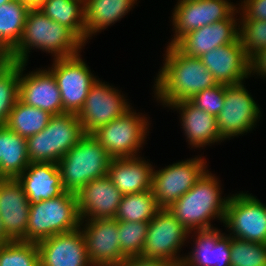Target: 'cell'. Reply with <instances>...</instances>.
I'll use <instances>...</instances> for the list:
<instances>
[{"mask_svg":"<svg viewBox=\"0 0 266 266\" xmlns=\"http://www.w3.org/2000/svg\"><path fill=\"white\" fill-rule=\"evenodd\" d=\"M84 46L70 29L36 8L28 11L21 39L6 59L27 64L32 47L51 53L53 59L67 58L79 54Z\"/></svg>","mask_w":266,"mask_h":266,"instance_id":"obj_2","label":"cell"},{"mask_svg":"<svg viewBox=\"0 0 266 266\" xmlns=\"http://www.w3.org/2000/svg\"><path fill=\"white\" fill-rule=\"evenodd\" d=\"M29 10L18 0L0 6V52L5 57L20 41Z\"/></svg>","mask_w":266,"mask_h":266,"instance_id":"obj_29","label":"cell"},{"mask_svg":"<svg viewBox=\"0 0 266 266\" xmlns=\"http://www.w3.org/2000/svg\"><path fill=\"white\" fill-rule=\"evenodd\" d=\"M224 226L230 236L266 244V206L250 193L232 194L226 205Z\"/></svg>","mask_w":266,"mask_h":266,"instance_id":"obj_10","label":"cell"},{"mask_svg":"<svg viewBox=\"0 0 266 266\" xmlns=\"http://www.w3.org/2000/svg\"><path fill=\"white\" fill-rule=\"evenodd\" d=\"M206 161L190 158L159 170H153L152 192L160 209H168L187 193L207 171Z\"/></svg>","mask_w":266,"mask_h":266,"instance_id":"obj_9","label":"cell"},{"mask_svg":"<svg viewBox=\"0 0 266 266\" xmlns=\"http://www.w3.org/2000/svg\"><path fill=\"white\" fill-rule=\"evenodd\" d=\"M30 202L17 179L0 178V219L12 240L27 241Z\"/></svg>","mask_w":266,"mask_h":266,"instance_id":"obj_18","label":"cell"},{"mask_svg":"<svg viewBox=\"0 0 266 266\" xmlns=\"http://www.w3.org/2000/svg\"><path fill=\"white\" fill-rule=\"evenodd\" d=\"M236 10L228 19L215 22L183 35L174 46L183 54L201 57L213 48L235 42L239 38Z\"/></svg>","mask_w":266,"mask_h":266,"instance_id":"obj_20","label":"cell"},{"mask_svg":"<svg viewBox=\"0 0 266 266\" xmlns=\"http://www.w3.org/2000/svg\"><path fill=\"white\" fill-rule=\"evenodd\" d=\"M80 229L86 241L91 263L119 265L127 259L121 253L118 221L115 218L81 220Z\"/></svg>","mask_w":266,"mask_h":266,"instance_id":"obj_15","label":"cell"},{"mask_svg":"<svg viewBox=\"0 0 266 266\" xmlns=\"http://www.w3.org/2000/svg\"><path fill=\"white\" fill-rule=\"evenodd\" d=\"M122 196L108 175L90 181L76 193L80 219L115 218Z\"/></svg>","mask_w":266,"mask_h":266,"instance_id":"obj_17","label":"cell"},{"mask_svg":"<svg viewBox=\"0 0 266 266\" xmlns=\"http://www.w3.org/2000/svg\"><path fill=\"white\" fill-rule=\"evenodd\" d=\"M16 179L30 204L58 197L65 192L57 163L30 162Z\"/></svg>","mask_w":266,"mask_h":266,"instance_id":"obj_22","label":"cell"},{"mask_svg":"<svg viewBox=\"0 0 266 266\" xmlns=\"http://www.w3.org/2000/svg\"><path fill=\"white\" fill-rule=\"evenodd\" d=\"M199 58L219 84L236 85L249 77V58L239 38Z\"/></svg>","mask_w":266,"mask_h":266,"instance_id":"obj_21","label":"cell"},{"mask_svg":"<svg viewBox=\"0 0 266 266\" xmlns=\"http://www.w3.org/2000/svg\"><path fill=\"white\" fill-rule=\"evenodd\" d=\"M29 163L27 139L0 126V178L16 179Z\"/></svg>","mask_w":266,"mask_h":266,"instance_id":"obj_27","label":"cell"},{"mask_svg":"<svg viewBox=\"0 0 266 266\" xmlns=\"http://www.w3.org/2000/svg\"><path fill=\"white\" fill-rule=\"evenodd\" d=\"M137 0H85L86 41L97 32L119 21Z\"/></svg>","mask_w":266,"mask_h":266,"instance_id":"obj_26","label":"cell"},{"mask_svg":"<svg viewBox=\"0 0 266 266\" xmlns=\"http://www.w3.org/2000/svg\"><path fill=\"white\" fill-rule=\"evenodd\" d=\"M224 98L225 84H218L217 86L202 90L190 98L189 101L208 114L217 117L224 106Z\"/></svg>","mask_w":266,"mask_h":266,"instance_id":"obj_37","label":"cell"},{"mask_svg":"<svg viewBox=\"0 0 266 266\" xmlns=\"http://www.w3.org/2000/svg\"><path fill=\"white\" fill-rule=\"evenodd\" d=\"M26 63H20L19 99L27 105L40 108L51 115L63 113L61 94L53 74L47 69L24 74Z\"/></svg>","mask_w":266,"mask_h":266,"instance_id":"obj_19","label":"cell"},{"mask_svg":"<svg viewBox=\"0 0 266 266\" xmlns=\"http://www.w3.org/2000/svg\"><path fill=\"white\" fill-rule=\"evenodd\" d=\"M51 117L49 112L24 104L19 99L10 112L6 126L27 139L42 131Z\"/></svg>","mask_w":266,"mask_h":266,"instance_id":"obj_30","label":"cell"},{"mask_svg":"<svg viewBox=\"0 0 266 266\" xmlns=\"http://www.w3.org/2000/svg\"><path fill=\"white\" fill-rule=\"evenodd\" d=\"M12 0H0V6L3 4H6L8 2H11Z\"/></svg>","mask_w":266,"mask_h":266,"instance_id":"obj_46","label":"cell"},{"mask_svg":"<svg viewBox=\"0 0 266 266\" xmlns=\"http://www.w3.org/2000/svg\"><path fill=\"white\" fill-rule=\"evenodd\" d=\"M153 166L142 157L112 159L108 177L123 194L152 190Z\"/></svg>","mask_w":266,"mask_h":266,"instance_id":"obj_25","label":"cell"},{"mask_svg":"<svg viewBox=\"0 0 266 266\" xmlns=\"http://www.w3.org/2000/svg\"><path fill=\"white\" fill-rule=\"evenodd\" d=\"M197 232V233H196ZM195 246L189 255L184 256L186 266H231V236L212 228L194 232Z\"/></svg>","mask_w":266,"mask_h":266,"instance_id":"obj_24","label":"cell"},{"mask_svg":"<svg viewBox=\"0 0 266 266\" xmlns=\"http://www.w3.org/2000/svg\"><path fill=\"white\" fill-rule=\"evenodd\" d=\"M53 60L54 63L48 70L59 88L63 113L78 114L97 77L91 73L80 54Z\"/></svg>","mask_w":266,"mask_h":266,"instance_id":"obj_11","label":"cell"},{"mask_svg":"<svg viewBox=\"0 0 266 266\" xmlns=\"http://www.w3.org/2000/svg\"><path fill=\"white\" fill-rule=\"evenodd\" d=\"M23 5L27 6L29 9L39 8L44 0H18Z\"/></svg>","mask_w":266,"mask_h":266,"instance_id":"obj_41","label":"cell"},{"mask_svg":"<svg viewBox=\"0 0 266 266\" xmlns=\"http://www.w3.org/2000/svg\"><path fill=\"white\" fill-rule=\"evenodd\" d=\"M38 9L53 21L70 29L86 44L83 0H44Z\"/></svg>","mask_w":266,"mask_h":266,"instance_id":"obj_28","label":"cell"},{"mask_svg":"<svg viewBox=\"0 0 266 266\" xmlns=\"http://www.w3.org/2000/svg\"><path fill=\"white\" fill-rule=\"evenodd\" d=\"M149 122L146 116L136 113L132 108L106 125L100 127L92 135L113 158H129L138 156L139 148L145 144Z\"/></svg>","mask_w":266,"mask_h":266,"instance_id":"obj_7","label":"cell"},{"mask_svg":"<svg viewBox=\"0 0 266 266\" xmlns=\"http://www.w3.org/2000/svg\"><path fill=\"white\" fill-rule=\"evenodd\" d=\"M76 194L65 191L62 195L30 204L27 242L38 243L53 235L80 227Z\"/></svg>","mask_w":266,"mask_h":266,"instance_id":"obj_5","label":"cell"},{"mask_svg":"<svg viewBox=\"0 0 266 266\" xmlns=\"http://www.w3.org/2000/svg\"><path fill=\"white\" fill-rule=\"evenodd\" d=\"M169 266H186L183 262L170 264Z\"/></svg>","mask_w":266,"mask_h":266,"instance_id":"obj_44","label":"cell"},{"mask_svg":"<svg viewBox=\"0 0 266 266\" xmlns=\"http://www.w3.org/2000/svg\"><path fill=\"white\" fill-rule=\"evenodd\" d=\"M231 266H266V244L231 237Z\"/></svg>","mask_w":266,"mask_h":266,"instance_id":"obj_35","label":"cell"},{"mask_svg":"<svg viewBox=\"0 0 266 266\" xmlns=\"http://www.w3.org/2000/svg\"><path fill=\"white\" fill-rule=\"evenodd\" d=\"M6 59V57L0 52V65Z\"/></svg>","mask_w":266,"mask_h":266,"instance_id":"obj_45","label":"cell"},{"mask_svg":"<svg viewBox=\"0 0 266 266\" xmlns=\"http://www.w3.org/2000/svg\"><path fill=\"white\" fill-rule=\"evenodd\" d=\"M239 9L248 20L266 21V0H243Z\"/></svg>","mask_w":266,"mask_h":266,"instance_id":"obj_38","label":"cell"},{"mask_svg":"<svg viewBox=\"0 0 266 266\" xmlns=\"http://www.w3.org/2000/svg\"><path fill=\"white\" fill-rule=\"evenodd\" d=\"M12 240L6 235L3 226H2V222L0 219V245H4L8 242H11Z\"/></svg>","mask_w":266,"mask_h":266,"instance_id":"obj_42","label":"cell"},{"mask_svg":"<svg viewBox=\"0 0 266 266\" xmlns=\"http://www.w3.org/2000/svg\"><path fill=\"white\" fill-rule=\"evenodd\" d=\"M112 159L92 134H85L57 162L64 190L76 194L90 181L108 175Z\"/></svg>","mask_w":266,"mask_h":266,"instance_id":"obj_4","label":"cell"},{"mask_svg":"<svg viewBox=\"0 0 266 266\" xmlns=\"http://www.w3.org/2000/svg\"><path fill=\"white\" fill-rule=\"evenodd\" d=\"M0 266H40L37 243L17 240L0 245Z\"/></svg>","mask_w":266,"mask_h":266,"instance_id":"obj_33","label":"cell"},{"mask_svg":"<svg viewBox=\"0 0 266 266\" xmlns=\"http://www.w3.org/2000/svg\"><path fill=\"white\" fill-rule=\"evenodd\" d=\"M261 75V77H266V48L257 51L249 58V76Z\"/></svg>","mask_w":266,"mask_h":266,"instance_id":"obj_39","label":"cell"},{"mask_svg":"<svg viewBox=\"0 0 266 266\" xmlns=\"http://www.w3.org/2000/svg\"><path fill=\"white\" fill-rule=\"evenodd\" d=\"M239 22V39L246 56L250 58L261 49L266 48V21L248 20L243 14Z\"/></svg>","mask_w":266,"mask_h":266,"instance_id":"obj_36","label":"cell"},{"mask_svg":"<svg viewBox=\"0 0 266 266\" xmlns=\"http://www.w3.org/2000/svg\"><path fill=\"white\" fill-rule=\"evenodd\" d=\"M148 231V222L118 221L121 253L126 258L142 257Z\"/></svg>","mask_w":266,"mask_h":266,"instance_id":"obj_34","label":"cell"},{"mask_svg":"<svg viewBox=\"0 0 266 266\" xmlns=\"http://www.w3.org/2000/svg\"><path fill=\"white\" fill-rule=\"evenodd\" d=\"M237 8L228 0H178L171 16L175 31L169 45L193 30L228 19Z\"/></svg>","mask_w":266,"mask_h":266,"instance_id":"obj_14","label":"cell"},{"mask_svg":"<svg viewBox=\"0 0 266 266\" xmlns=\"http://www.w3.org/2000/svg\"><path fill=\"white\" fill-rule=\"evenodd\" d=\"M181 113V126L192 147L201 148L223 141L217 126V118L193 105L189 100H181L168 106Z\"/></svg>","mask_w":266,"mask_h":266,"instance_id":"obj_23","label":"cell"},{"mask_svg":"<svg viewBox=\"0 0 266 266\" xmlns=\"http://www.w3.org/2000/svg\"><path fill=\"white\" fill-rule=\"evenodd\" d=\"M94 266H118L114 264H94Z\"/></svg>","mask_w":266,"mask_h":266,"instance_id":"obj_43","label":"cell"},{"mask_svg":"<svg viewBox=\"0 0 266 266\" xmlns=\"http://www.w3.org/2000/svg\"><path fill=\"white\" fill-rule=\"evenodd\" d=\"M20 63L5 59L0 65V126H5L19 100Z\"/></svg>","mask_w":266,"mask_h":266,"instance_id":"obj_32","label":"cell"},{"mask_svg":"<svg viewBox=\"0 0 266 266\" xmlns=\"http://www.w3.org/2000/svg\"><path fill=\"white\" fill-rule=\"evenodd\" d=\"M84 135L77 114L52 115L42 131L27 138L29 161L57 163Z\"/></svg>","mask_w":266,"mask_h":266,"instance_id":"obj_6","label":"cell"},{"mask_svg":"<svg viewBox=\"0 0 266 266\" xmlns=\"http://www.w3.org/2000/svg\"><path fill=\"white\" fill-rule=\"evenodd\" d=\"M261 116L259 106L243 82L225 85L224 106L216 117L223 140L251 131Z\"/></svg>","mask_w":266,"mask_h":266,"instance_id":"obj_12","label":"cell"},{"mask_svg":"<svg viewBox=\"0 0 266 266\" xmlns=\"http://www.w3.org/2000/svg\"><path fill=\"white\" fill-rule=\"evenodd\" d=\"M121 92L99 80L91 86L77 117L85 134H93L110 121L123 116L132 107Z\"/></svg>","mask_w":266,"mask_h":266,"instance_id":"obj_13","label":"cell"},{"mask_svg":"<svg viewBox=\"0 0 266 266\" xmlns=\"http://www.w3.org/2000/svg\"><path fill=\"white\" fill-rule=\"evenodd\" d=\"M40 266H94L87 254L80 227L53 235L37 243Z\"/></svg>","mask_w":266,"mask_h":266,"instance_id":"obj_16","label":"cell"},{"mask_svg":"<svg viewBox=\"0 0 266 266\" xmlns=\"http://www.w3.org/2000/svg\"><path fill=\"white\" fill-rule=\"evenodd\" d=\"M219 182L207 170L187 193L168 208L189 233L195 229L215 228L210 223L211 219L219 218L224 223L229 195L223 199Z\"/></svg>","mask_w":266,"mask_h":266,"instance_id":"obj_3","label":"cell"},{"mask_svg":"<svg viewBox=\"0 0 266 266\" xmlns=\"http://www.w3.org/2000/svg\"><path fill=\"white\" fill-rule=\"evenodd\" d=\"M190 233L169 209H159L148 223L142 257L165 260L170 264L183 262L180 252Z\"/></svg>","mask_w":266,"mask_h":266,"instance_id":"obj_8","label":"cell"},{"mask_svg":"<svg viewBox=\"0 0 266 266\" xmlns=\"http://www.w3.org/2000/svg\"><path fill=\"white\" fill-rule=\"evenodd\" d=\"M166 47L165 61L154 83L155 98L163 106L189 100L202 90L219 84L199 57L187 56L174 45Z\"/></svg>","mask_w":266,"mask_h":266,"instance_id":"obj_1","label":"cell"},{"mask_svg":"<svg viewBox=\"0 0 266 266\" xmlns=\"http://www.w3.org/2000/svg\"><path fill=\"white\" fill-rule=\"evenodd\" d=\"M170 263L159 259H146L141 256L127 258L118 266H169Z\"/></svg>","mask_w":266,"mask_h":266,"instance_id":"obj_40","label":"cell"},{"mask_svg":"<svg viewBox=\"0 0 266 266\" xmlns=\"http://www.w3.org/2000/svg\"><path fill=\"white\" fill-rule=\"evenodd\" d=\"M160 208L152 190L122 196L115 219L128 222H150Z\"/></svg>","mask_w":266,"mask_h":266,"instance_id":"obj_31","label":"cell"}]
</instances>
